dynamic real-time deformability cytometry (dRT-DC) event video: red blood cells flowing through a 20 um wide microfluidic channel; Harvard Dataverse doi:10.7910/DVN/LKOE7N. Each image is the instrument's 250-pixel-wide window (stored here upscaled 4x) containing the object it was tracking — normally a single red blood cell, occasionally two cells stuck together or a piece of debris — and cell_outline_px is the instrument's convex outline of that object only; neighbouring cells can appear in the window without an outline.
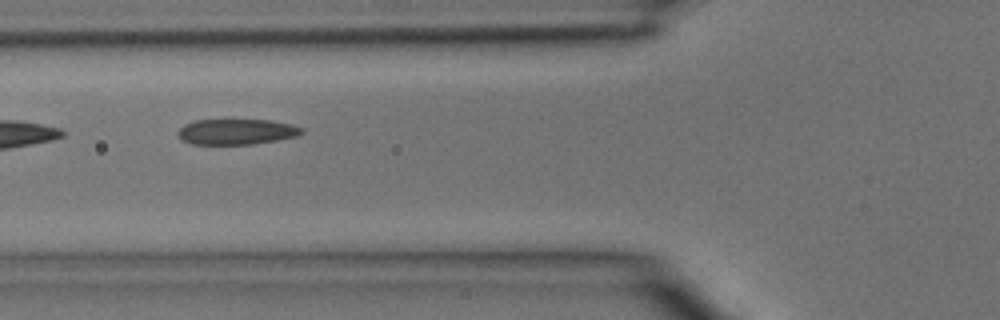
{"species": "common noctule bat (a hibernating species)", "species_latin": "Nyctalus noctula", "temperature_condition": "room temperature", "stored_images_in_passage": 5, "camera_frame_rate_fps": 3000, "um_per_image_px": 0.085, "animal": {"sex": "male", "body_mass_g": 15.6}, "frame": {"image": 1, "passage_image": 5, "time_ms": 1.333, "image_size_px": [1000, 320], "cell_outline_px": [[304, 132], [296, 136], [276, 140], [252, 144], [192, 144], [184, 140], [176, 132], [184, 124], [196, 120], [268, 120], [292, 124], [304, 128]], "centroid_in_image_um": [20.12, 11.19], "position_along_channel_um": 105.7, "area_um2": 18.32}}